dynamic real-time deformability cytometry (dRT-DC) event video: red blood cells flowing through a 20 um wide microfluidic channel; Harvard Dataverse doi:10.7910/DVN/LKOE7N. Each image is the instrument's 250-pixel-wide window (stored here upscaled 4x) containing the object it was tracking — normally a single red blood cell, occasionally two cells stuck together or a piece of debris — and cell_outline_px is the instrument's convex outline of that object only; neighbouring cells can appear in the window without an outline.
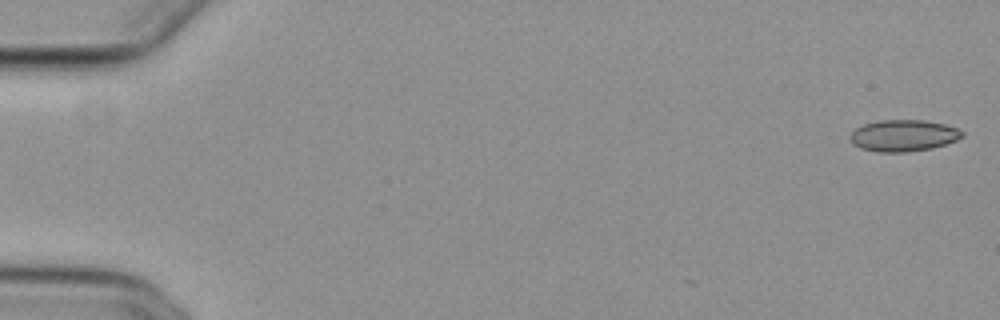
{"species": "common noctule bat (a hibernating species)", "species_latin": "Nyctalus noctula", "temperature_condition": "cold", "stored_images_in_passage": 6, "camera_frame_rate_fps": 3000, "um_per_image_px": 0.085, "animal": {"sex": "female", "body_mass_g": 29.2, "forearm_length_mm": 56.3}, "frame": {"image": 1, "passage_image": 1, "time_ms": 0.0, "image_size_px": [1000, 320], "cell_outline_px": [[964, 136], [956, 140], [932, 148], [908, 152], [876, 152], [860, 148], [852, 144], [852, 132], [856, 128], [864, 124], [880, 120], [924, 120], [944, 124], [956, 128], [964, 132]], "centroid_in_image_um": [76.8, 11.53], "position_along_channel_um": 8.2, "area_um2": 20.52}}